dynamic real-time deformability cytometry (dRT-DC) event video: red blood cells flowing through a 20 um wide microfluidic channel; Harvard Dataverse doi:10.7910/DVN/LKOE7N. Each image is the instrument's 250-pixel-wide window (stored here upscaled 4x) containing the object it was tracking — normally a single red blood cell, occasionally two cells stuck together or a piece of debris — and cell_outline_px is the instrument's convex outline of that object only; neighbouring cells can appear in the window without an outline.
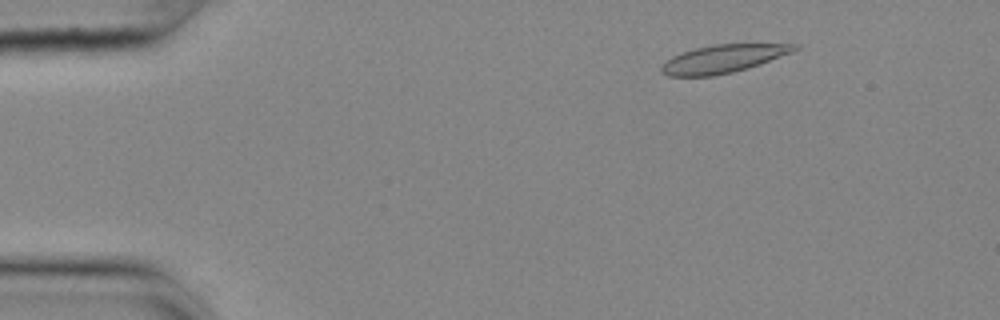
{"species": "common noctule bat (a hibernating species)", "species_latin": "Nyctalus noctula", "temperature_condition": "cold", "stored_images_in_passage": 55, "camera_frame_rate_fps": 3000, "um_per_image_px": 0.085, "animal": {"sex": "female", "body_mass_g": 25.1}, "frame": {"image": 1, "passage_image": 7, "time_ms": 2.0, "image_size_px": [1000, 320], "cell_outline_px": [[800, 48], [792, 52], [760, 64], [748, 68], [732, 72], [712, 76], [668, 76], [660, 72], [660, 68], [672, 56], [696, 48], [712, 44], [800, 44]], "centroid_in_image_um": [61.48, 5.0], "position_along_channel_um": 23.5, "area_um2": 21.56}}
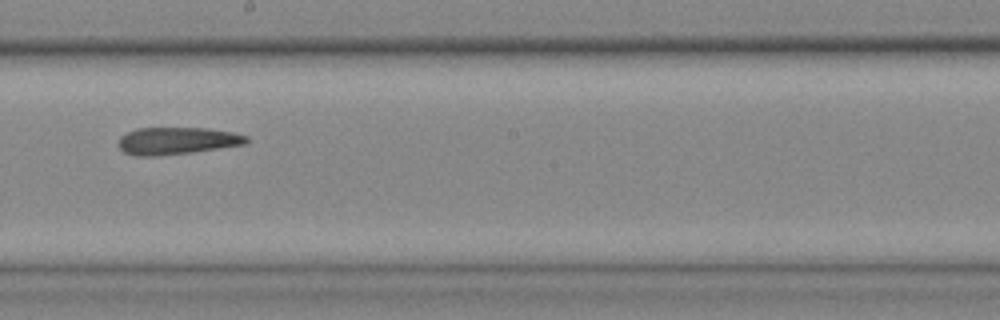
{"frame": {"image": 2, "passage_image": 31, "time_ms": 10.0, "image_size_px": [1000, 320], "cell_outline_px": [[248, 144], [192, 152], [156, 156], [132, 156], [124, 152], [120, 148], [120, 136], [136, 128], [208, 128], [232, 132], [248, 136]], "centroid_in_image_um": [15.06, 11.97], "position_along_channel_um": 233.1, "area_um2": 20.35}}
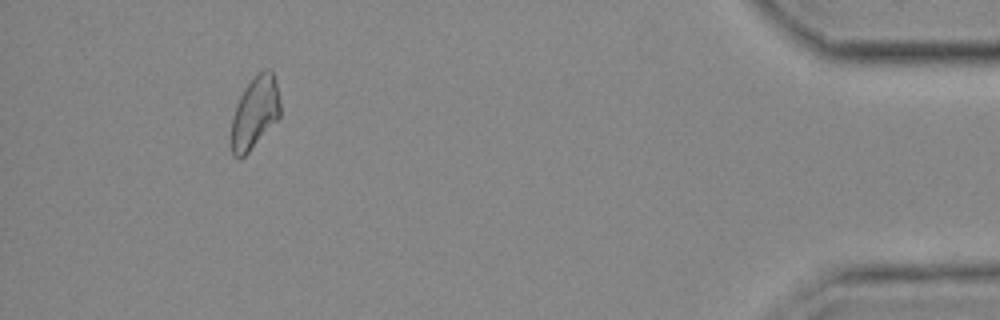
{"frame": {"image": 3, "passage_image": 51, "time_ms": 16.667, "image_size_px": [1000, 320], "cell_outline_px": [[280, 116], [248, 152], [240, 160], [232, 156], [232, 116], [236, 104], [244, 88], [264, 68], [272, 68], [280, 100]], "centroid_in_image_um": [21.66, 9.56], "position_along_channel_um": 413.5, "area_um2": 20.35}}